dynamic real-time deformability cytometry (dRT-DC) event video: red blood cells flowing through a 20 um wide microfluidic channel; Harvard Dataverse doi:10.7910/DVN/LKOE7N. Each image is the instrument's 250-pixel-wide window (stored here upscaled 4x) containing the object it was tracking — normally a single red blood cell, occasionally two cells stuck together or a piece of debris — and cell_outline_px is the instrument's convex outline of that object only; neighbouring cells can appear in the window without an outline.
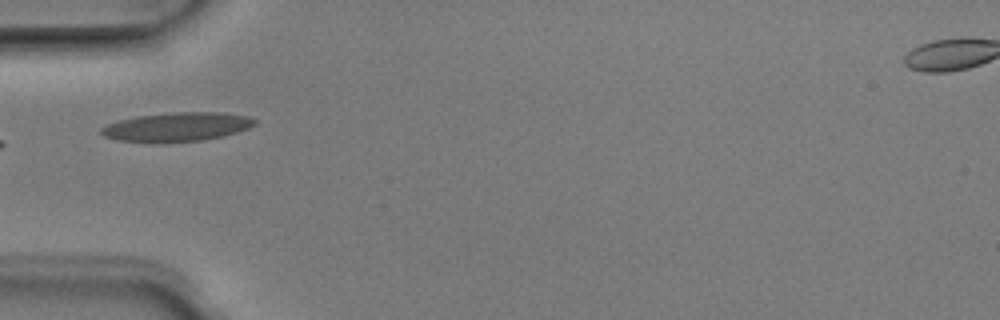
{"species": "Egyptian fruit bat (a non-hibernating species)", "species_latin": "Rousettus aegyptiacus", "temperature_condition": "room temperature", "stored_images_in_passage": 4, "camera_frame_rate_fps": 3000, "um_per_image_px": 0.085, "animal": {"sex": "male"}, "frame": {"image": 1, "passage_image": 4, "time_ms": 1.0, "image_size_px": [1000, 320], "cell_outline_px": [[256, 124], [248, 128], [224, 136], [204, 140], [164, 144], [116, 140], [104, 136], [100, 132], [100, 128], [108, 124], [120, 120], [136, 116], [172, 112], [224, 112], [248, 116], [256, 120]], "centroid_in_image_um": [15.03, 10.8], "position_along_channel_um": 70.0, "area_um2": 26.41}}